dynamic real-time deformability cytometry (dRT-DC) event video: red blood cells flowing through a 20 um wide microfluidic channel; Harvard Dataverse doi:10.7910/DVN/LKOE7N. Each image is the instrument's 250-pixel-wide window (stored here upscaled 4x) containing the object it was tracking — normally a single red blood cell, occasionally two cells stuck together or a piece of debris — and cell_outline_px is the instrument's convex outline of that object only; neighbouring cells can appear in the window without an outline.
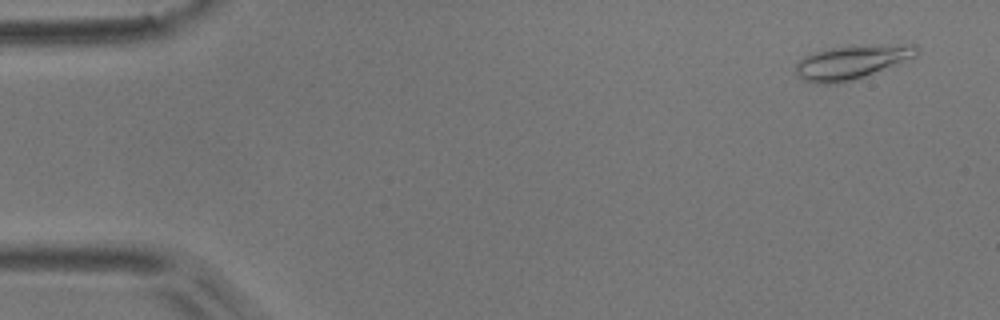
{"species": "common noctule bat (a hibernating species)", "species_latin": "Nyctalus noctula", "temperature_condition": "room temperature", "stored_images_in_passage": 4, "camera_frame_rate_fps": 3000, "um_per_image_px": 0.085, "animal": {"sex": "male", "body_mass_g": 17.9}, "frame": {"image": 1, "passage_image": 1, "time_ms": 0.0, "image_size_px": [1000, 320], "cell_outline_px": [[920, 52], [916, 56], [864, 76], [852, 80], [836, 84], [816, 84], [804, 80], [796, 72], [796, 64], [804, 56], [816, 52], [832, 48], [912, 44], [916, 44]], "centroid_in_image_um": [72.37, 5.3], "position_along_channel_um": 12.6, "area_um2": 23.06}}